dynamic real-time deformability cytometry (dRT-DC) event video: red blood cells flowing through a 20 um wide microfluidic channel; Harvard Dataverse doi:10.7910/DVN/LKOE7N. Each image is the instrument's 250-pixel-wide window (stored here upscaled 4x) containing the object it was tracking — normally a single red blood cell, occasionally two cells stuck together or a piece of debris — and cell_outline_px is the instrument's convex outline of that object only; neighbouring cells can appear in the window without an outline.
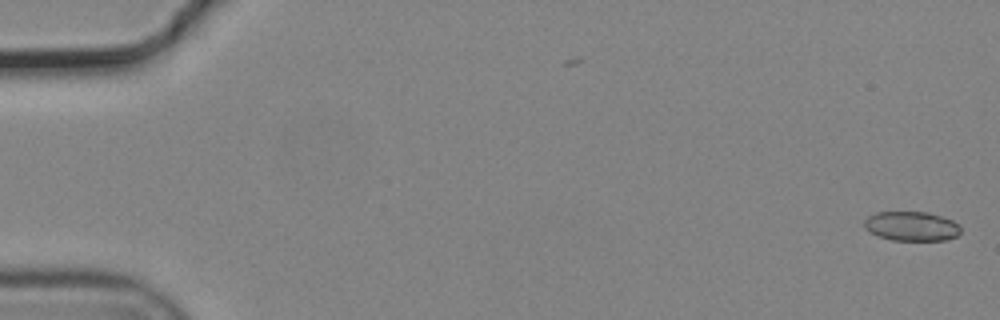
{"species": "common noctule bat (a hibernating species)", "species_latin": "Nyctalus noctula", "temperature_condition": "cold", "stored_images_in_passage": 56, "camera_frame_rate_fps": 3000, "um_per_image_px": 0.085, "animal": {"sex": "male", "body_mass_g": 19.2, "forearm_length_mm": 51.8}, "frame": {"image": 1, "passage_image": 1, "time_ms": 0.0, "image_size_px": [1000, 320], "cell_outline_px": [[960, 232], [956, 236], [944, 240], [892, 240], [880, 236], [864, 228], [864, 220], [868, 216], [876, 212], [928, 212], [952, 220], [960, 224]], "centroid_in_image_um": [77.48, 19.22], "position_along_channel_um": 7.5, "area_um2": 16.42}}
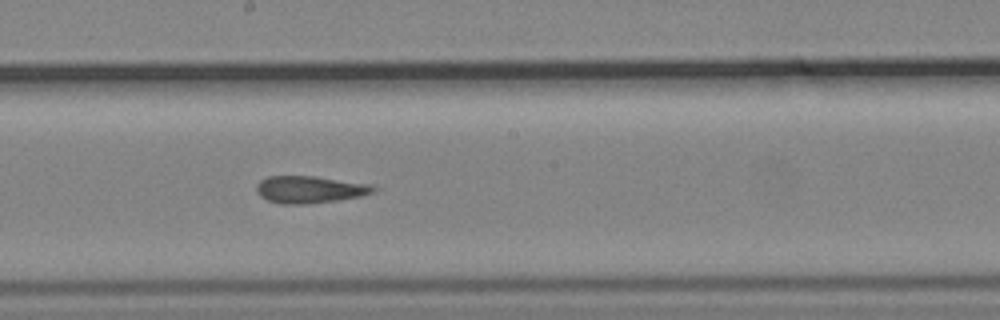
{"frame": {"image": 2, "passage_image": 31, "time_ms": 10.0, "image_size_px": [1000, 320], "cell_outline_px": [[380, 188], [372, 192], [360, 196], [336, 200], [304, 204], [280, 204], [268, 200], [260, 196], [256, 192], [256, 184], [260, 180], [268, 176], [316, 176], [372, 184]], "centroid_in_image_um": [26.32, 16.09], "position_along_channel_um": 221.9, "area_um2": 18.61}}
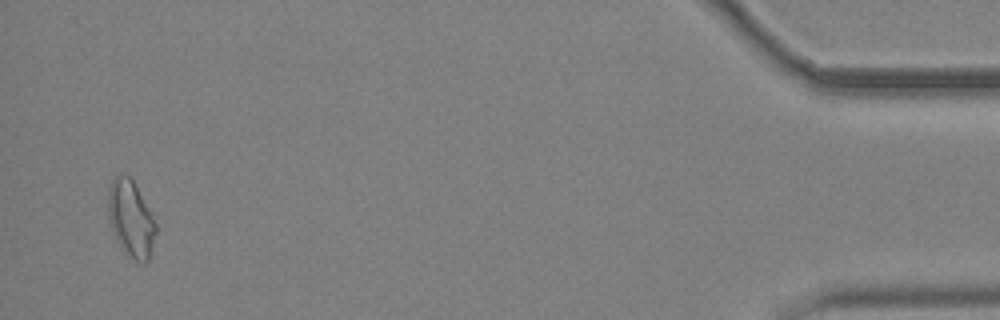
{"frame": {"image": 3, "passage_image": 54, "time_ms": 17.667, "image_size_px": [1000, 320], "cell_outline_px": [[156, 232], [148, 260], [144, 264], [136, 260], [124, 252], [112, 232], [108, 216], [108, 188], [116, 172], [128, 176], [132, 180], [152, 212], [156, 224]], "centroid_in_image_um": [11.11, 18.56], "position_along_channel_um": 424.1, "area_um2": 21.33}, "authors_computed_cell_mechanics": {"area_um2": 18.2648, "velocity_mm_per_s": 3.7208, "shape_relaxation_time_tau1_ms": null, "shape_relaxation_time_tau2_ms": 4.5208, "deformation_change_tau1": null, "deformation_change_tau2": 0.1568}}